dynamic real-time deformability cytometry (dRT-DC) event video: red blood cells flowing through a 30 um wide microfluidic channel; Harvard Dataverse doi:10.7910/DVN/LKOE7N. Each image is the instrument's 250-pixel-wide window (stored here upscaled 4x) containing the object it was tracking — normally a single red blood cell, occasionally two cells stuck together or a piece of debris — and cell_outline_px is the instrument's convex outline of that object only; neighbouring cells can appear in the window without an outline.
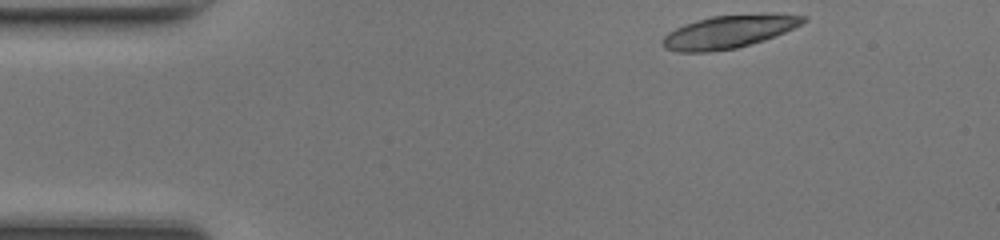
{"species": "common noctule bat (a hibernating species)", "species_latin": "Nyctalus noctula", "temperature_condition": "room temperature", "stored_images_in_passage": 38, "segment_of_instrument_passage": [1, 2], "camera_frame_rate_fps": 3000, "um_per_image_px": 0.085, "animal": {"sex": "female", "body_mass_g": 17.0, "forearm_length_mm": 48.0}, "frame": {"image": 1, "passage_image": 1, "time_ms": 0.0, "image_size_px": [1000, 240], "cell_outline_px": [[808, 20], [784, 32], [764, 40], [736, 48], [708, 52], [676, 52], [664, 48], [660, 44], [660, 40], [668, 32], [684, 24], [696, 20], [712, 16], [764, 12], [808, 16]], "centroid_in_image_um": [61.93, 2.68], "position_along_channel_um": 23.1, "area_um2": 27.4}}